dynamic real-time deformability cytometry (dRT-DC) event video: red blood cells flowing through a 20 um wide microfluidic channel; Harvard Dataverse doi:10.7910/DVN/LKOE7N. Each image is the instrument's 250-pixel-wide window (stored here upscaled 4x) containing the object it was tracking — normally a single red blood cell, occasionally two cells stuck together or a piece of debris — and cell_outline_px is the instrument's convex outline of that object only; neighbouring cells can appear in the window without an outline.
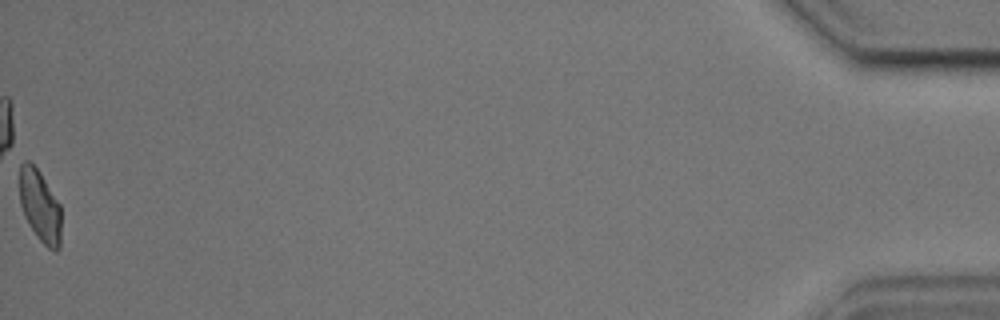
{"species": "common noctule bat (a hibernating species)", "species_latin": "Nyctalus noctula", "temperature_condition": "cold", "stored_images_in_passage": 54, "camera_frame_rate_fps": 3000, "um_per_image_px": 0.085, "animal": {"sex": "male", "body_mass_g": 17.9, "forearm_length_mm": 54.2}, "frame": {"image": 1, "passage_image": 54, "time_ms": 17.667, "image_size_px": [1000, 320], "cell_outline_px": [[60, 248], [56, 252], [48, 248], [36, 236], [28, 224], [24, 216], [20, 204], [20, 164], [24, 160], [28, 160], [40, 172], [60, 204]], "centroid_in_image_um": [3.39, 17.52], "position_along_channel_um": 431.8, "area_um2": 17.51}, "authors_computed_cell_mechanics": {"area_um2": 18.9006, "velocity_mm_per_s": 3.6596, "shape_relaxation_time_tau1_ms": 4.4541, "shape_relaxation_time_tau2_ms": 2.2376, "deformation_change_tau1": 0.0927, "deformation_change_tau2": 0.0692}}